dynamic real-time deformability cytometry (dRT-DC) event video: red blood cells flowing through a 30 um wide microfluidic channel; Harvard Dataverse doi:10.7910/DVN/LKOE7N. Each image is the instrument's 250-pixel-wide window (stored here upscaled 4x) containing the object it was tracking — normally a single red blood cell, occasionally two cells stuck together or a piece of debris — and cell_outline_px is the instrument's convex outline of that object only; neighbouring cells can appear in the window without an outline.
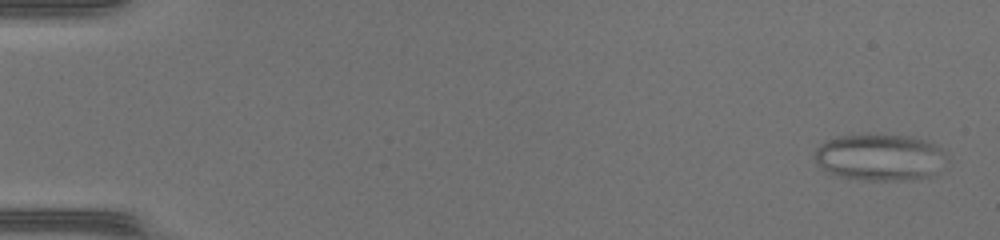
{"species": "common noctule bat (a hibernating species)", "species_latin": "Nyctalus noctula", "temperature_condition": "warm", "stored_images_in_passage": 49, "camera_frame_rate_fps": 3000, "um_per_image_px": 0.085, "animal": {"sex": "female", "body_mass_g": 17.0, "forearm_length_mm": 48.0}, "frame": {"image": 1, "passage_image": 2, "time_ms": 0.333, "image_size_px": [1000, 240], "cell_outline_px": [[940, 148], [936, 176], [896, 180], [864, 180], [836, 176], [828, 172], [812, 156], [816, 148], [820, 144], [836, 136], [868, 132], [908, 136], [932, 144]], "centroid_in_image_um": [74.63, 13.34], "position_along_channel_um": 10.4, "area_um2": 35.55}}
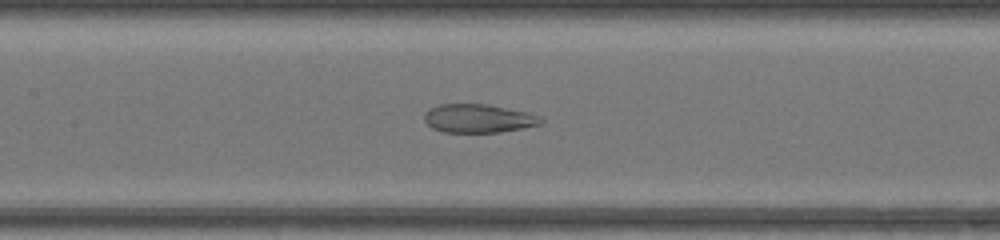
{"frame": {"image": 2, "passage_image": 24, "time_ms": 7.667, "image_size_px": [1000, 240], "cell_outline_px": [[544, 120], [540, 124], [524, 128], [500, 132], [444, 132], [432, 128], [424, 120], [424, 112], [440, 104], [484, 104], [528, 112], [540, 116]], "centroid_in_image_um": [40.67, 10.07], "position_along_channel_um": 166.7, "area_um2": 19.31}}
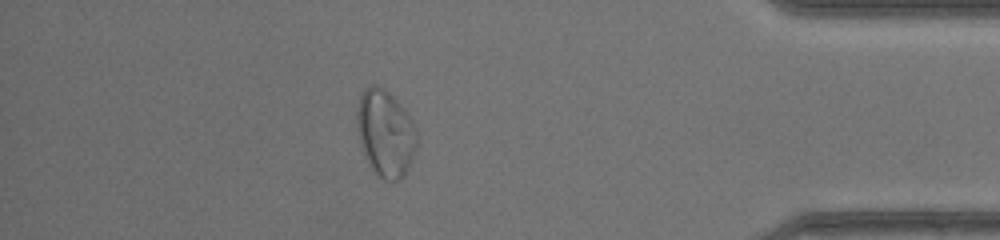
{"frame": {"image": 3, "passage_image": 43, "time_ms": 14.0, "image_size_px": [1000, 240], "cell_outline_px": [[416, 148], [408, 168], [404, 176], [400, 180], [384, 180], [368, 164], [364, 156], [360, 144], [356, 128], [356, 108], [360, 92], [364, 88], [372, 84], [380, 84], [396, 100], [408, 116], [416, 132]], "centroid_in_image_um": [32.7, 11.3], "position_along_channel_um": 402.5, "area_um2": 30.35}}